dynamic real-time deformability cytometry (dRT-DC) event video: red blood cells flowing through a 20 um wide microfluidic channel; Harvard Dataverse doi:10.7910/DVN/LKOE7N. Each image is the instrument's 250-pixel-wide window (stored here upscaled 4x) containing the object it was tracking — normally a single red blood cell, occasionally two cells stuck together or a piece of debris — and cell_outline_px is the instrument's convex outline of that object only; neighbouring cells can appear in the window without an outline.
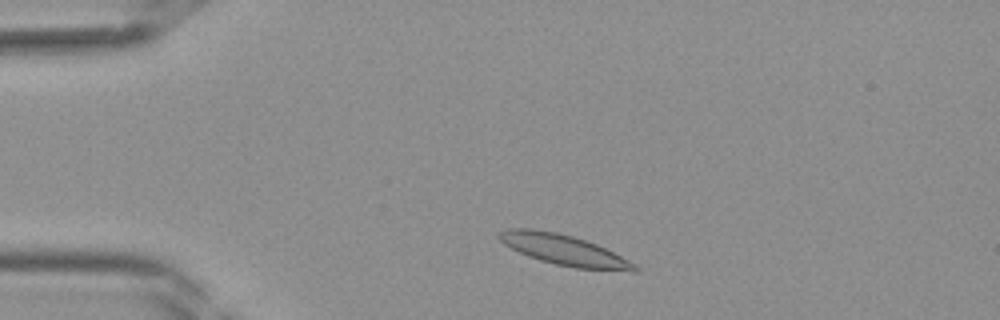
{"species": "Egyptian fruit bat (a non-hibernating species)", "species_latin": "Rousettus aegyptiacus", "temperature_condition": "room temperature", "stored_images_in_passage": 35, "camera_frame_rate_fps": 3000, "um_per_image_px": 0.085, "frame": {"image": 1, "passage_image": 3, "time_ms": 0.667, "image_size_px": [1000, 320], "cell_outline_px": [[640, 268], [636, 272], [572, 268], [540, 260], [528, 256], [504, 244], [496, 236], [496, 232], [508, 228], [528, 228], [556, 232], [572, 236], [596, 244], [636, 264]], "centroid_in_image_um": [47.93, 21.25], "position_along_channel_um": 37.1, "area_um2": 24.1}}
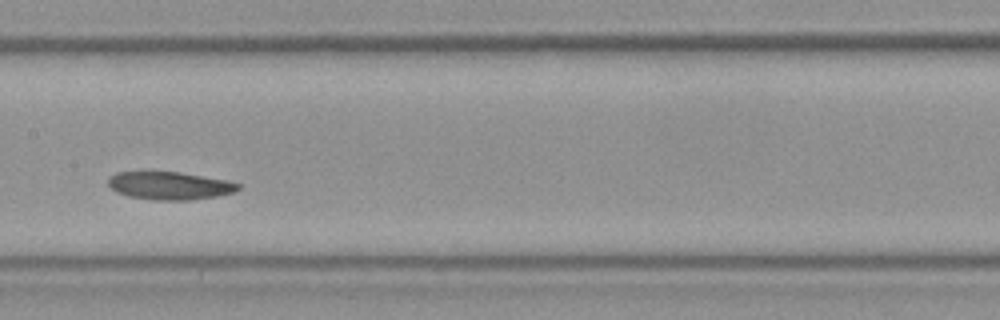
{"frame": {"image": 2, "passage_image": 15, "time_ms": 4.667, "image_size_px": [1000, 320], "cell_outline_px": [[240, 188], [232, 192], [216, 196], [192, 200], [156, 200], [128, 196], [116, 192], [108, 184], [108, 176], [116, 172], [180, 172], [228, 180], [240, 184]], "centroid_in_image_um": [14.41, 15.78], "position_along_channel_um": 193.0, "area_um2": 21.1}}
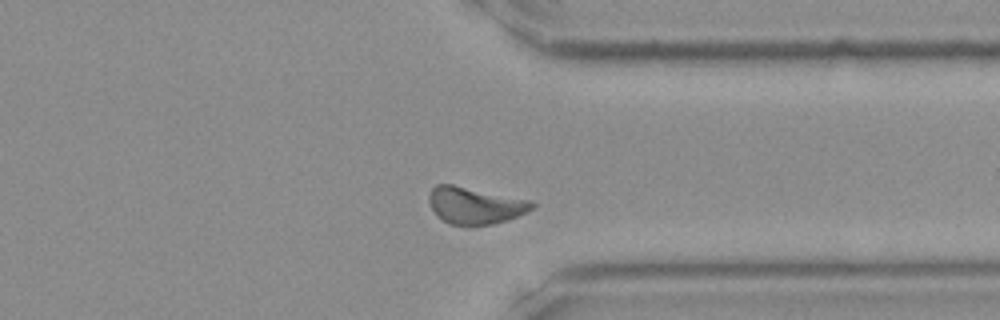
{"frame": {"image": 3, "passage_image": 26, "time_ms": 8.333, "image_size_px": [1000, 320], "cell_outline_px": [[536, 204], [532, 208], [516, 216], [492, 224], [468, 228], [448, 224], [436, 216], [428, 200], [428, 196], [432, 188], [436, 184], [452, 184], [532, 200]], "centroid_in_image_um": [40.32, 17.49], "position_along_channel_um": 371.1, "area_um2": 22.54}}